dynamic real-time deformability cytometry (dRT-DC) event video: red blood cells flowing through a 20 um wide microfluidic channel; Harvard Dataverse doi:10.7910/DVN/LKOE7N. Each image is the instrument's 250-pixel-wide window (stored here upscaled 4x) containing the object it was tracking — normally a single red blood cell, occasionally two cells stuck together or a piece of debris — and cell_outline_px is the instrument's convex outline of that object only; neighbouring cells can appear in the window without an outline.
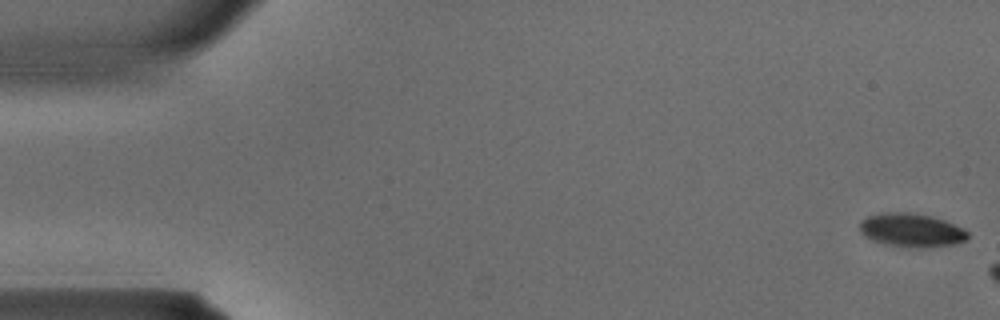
{"species": "common noctule bat (a hibernating species)", "species_latin": "Nyctalus noctula", "temperature_condition": "warm", "stored_images_in_passage": 5, "camera_frame_rate_fps": 3000, "um_per_image_px": 0.085, "animal": {"sex": "male", "body_mass_g": 15.6}, "frame": {"image": 1, "passage_image": 1, "time_ms": 0.0, "image_size_px": [1000, 320], "cell_outline_px": [[968, 236], [964, 240], [956, 244], [924, 248], [908, 248], [884, 244], [872, 240], [864, 236], [860, 232], [860, 220], [868, 216], [884, 212], [912, 212], [932, 216], [944, 220], [964, 228], [968, 232]], "centroid_in_image_um": [77.46, 19.57], "position_along_channel_um": 7.5, "area_um2": 21.5}}